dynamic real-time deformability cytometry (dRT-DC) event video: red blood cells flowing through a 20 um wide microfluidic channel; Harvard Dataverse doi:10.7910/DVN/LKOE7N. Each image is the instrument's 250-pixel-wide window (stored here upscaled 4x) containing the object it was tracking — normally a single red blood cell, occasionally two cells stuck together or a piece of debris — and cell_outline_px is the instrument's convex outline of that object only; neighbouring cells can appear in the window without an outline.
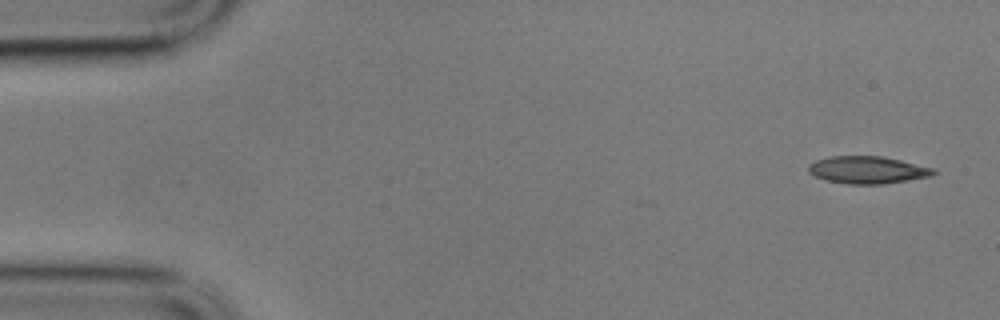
{"species": "common noctule bat (a hibernating species)", "species_latin": "Nyctalus noctula", "temperature_condition": "cold", "stored_images_in_passage": 6, "camera_frame_rate_fps": 3000, "um_per_image_px": 0.085, "animal": {"sex": "male", "body_mass_g": 17.9}, "frame": {"image": 1, "passage_image": 1, "time_ms": 0.0, "image_size_px": [1000, 320], "cell_outline_px": [[936, 172], [932, 176], [884, 184], [848, 184], [828, 180], [816, 176], [808, 172], [808, 164], [816, 160], [828, 156], [880, 156], [900, 160], [936, 168]], "centroid_in_image_um": [73.76, 14.44], "position_along_channel_um": 11.2, "area_um2": 19.94}}
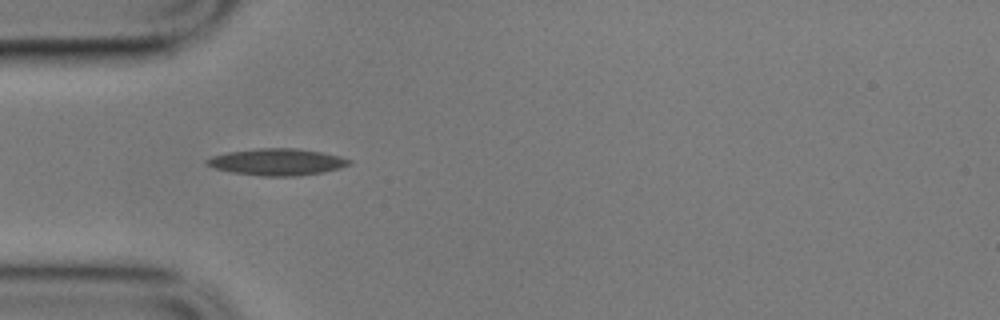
{"frame": {"image": 2, "passage_image": 5, "time_ms": 1.333, "image_size_px": [1000, 320], "cell_outline_px": [[352, 164], [340, 168], [324, 172], [296, 176], [260, 176], [232, 172], [216, 168], [208, 164], [204, 160], [212, 156], [228, 152], [256, 148], [296, 148], [320, 152], [340, 156], [352, 160]], "centroid_in_image_um": [23.59, 13.76], "position_along_channel_um": 61.4, "area_um2": 22.14}}